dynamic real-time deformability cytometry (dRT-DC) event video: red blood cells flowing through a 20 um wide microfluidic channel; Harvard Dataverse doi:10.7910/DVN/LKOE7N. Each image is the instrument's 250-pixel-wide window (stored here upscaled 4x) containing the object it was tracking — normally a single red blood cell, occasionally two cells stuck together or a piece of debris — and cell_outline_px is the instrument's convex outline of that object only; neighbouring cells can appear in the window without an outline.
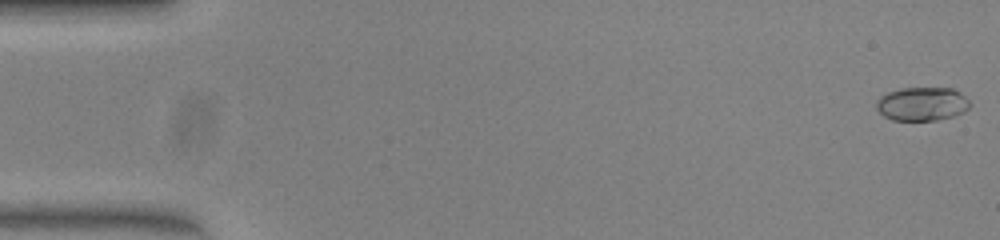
{"species": "common noctule bat (a hibernating species)", "species_latin": "Nyctalus noctula", "temperature_condition": "warm", "stored_images_in_passage": 51, "camera_frame_rate_fps": 3000, "um_per_image_px": 0.085, "animal": {"sex": "female", "body_mass_g": 23.0, "forearm_length_mm": 53.4}, "frame": {"image": 1, "passage_image": 1, "time_ms": 0.0, "image_size_px": [1000, 240], "cell_outline_px": [[972, 104], [964, 112], [952, 116], [936, 120], [892, 120], [884, 116], [876, 108], [876, 100], [880, 96], [888, 92], [900, 88], [952, 88], [960, 92]], "centroid_in_image_um": [78.37, 8.83], "position_along_channel_um": 6.6, "area_um2": 18.38}}
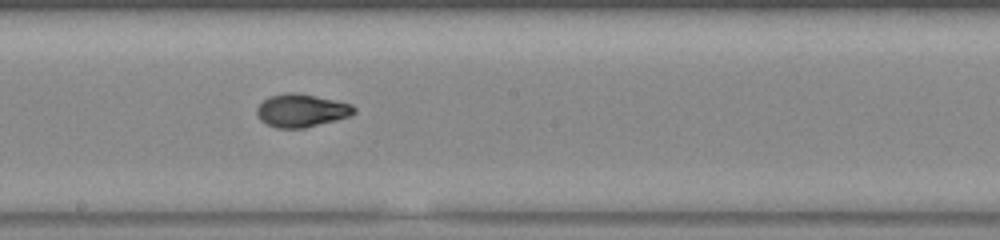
{"frame": {"image": 2, "passage_image": 28, "time_ms": 9.0, "image_size_px": [1000, 240], "cell_outline_px": [[356, 112], [348, 116], [336, 120], [304, 128], [276, 128], [260, 120], [256, 112], [256, 108], [268, 96], [284, 92], [296, 92], [316, 96], [352, 104], [356, 108]], "centroid_in_image_um": [25.6, 9.38], "position_along_channel_um": 222.6, "area_um2": 18.73}}
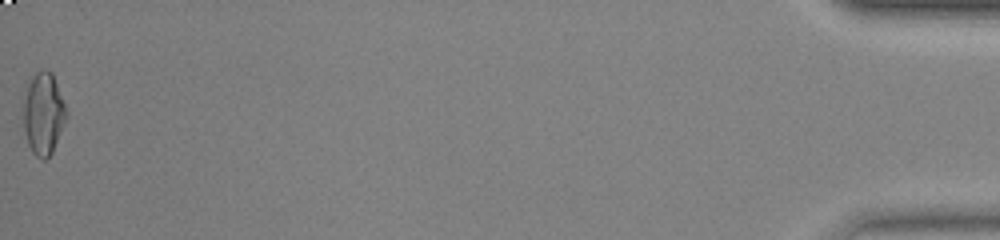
{"frame": {"image": 3, "passage_image": 51, "time_ms": 16.667, "image_size_px": [1000, 240], "cell_outline_px": [[68, 116], [52, 152], [44, 160], [40, 160], [32, 152], [28, 144], [24, 128], [24, 100], [28, 84], [36, 72], [44, 68], [52, 72], [68, 112]], "centroid_in_image_um": [3.71, 9.66], "position_along_channel_um": 431.5, "area_um2": 20.46}, "authors_computed_cell_mechanics": {"area_um2": 18.3226, "velocity_mm_per_s": 4.0704, "shape_relaxation_time_tau1_ms": 8.7597, "shape_relaxation_time_tau2_ms": 0.9411, "deformation_change_tau1": 0.2915, "deformation_change_tau2": 0.0433}}